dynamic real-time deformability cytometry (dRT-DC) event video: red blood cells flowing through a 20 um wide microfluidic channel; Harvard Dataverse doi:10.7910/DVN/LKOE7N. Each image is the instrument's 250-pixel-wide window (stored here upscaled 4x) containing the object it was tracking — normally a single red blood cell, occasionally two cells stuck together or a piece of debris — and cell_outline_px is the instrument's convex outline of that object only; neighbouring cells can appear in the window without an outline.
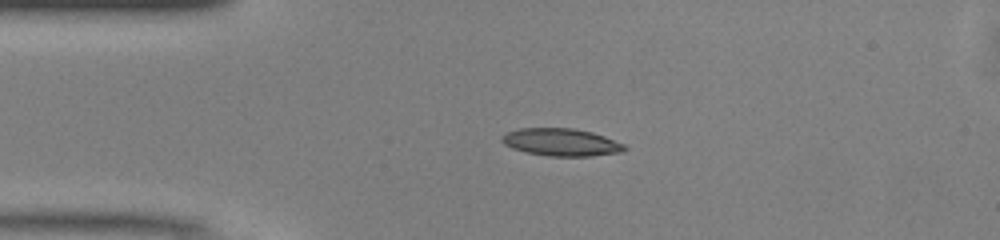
{"species": "common noctule bat (a hibernating species)", "species_latin": "Nyctalus noctula", "temperature_condition": "warm", "stored_images_in_passage": 39, "camera_frame_rate_fps": 3000, "um_per_image_px": 0.085, "animal": {"sex": "male", "body_mass_g": 13.0, "forearm_length_mm": 53.1}, "frame": {"image": 1, "passage_image": 1, "time_ms": 0.0, "image_size_px": [1000, 240], "cell_outline_px": [[628, 148], [620, 152], [592, 156], [548, 156], [528, 152], [512, 148], [504, 144], [500, 140], [500, 136], [508, 132], [520, 128], [572, 128], [592, 132], [604, 136], [624, 144]], "centroid_in_image_um": [47.69, 12.08], "position_along_channel_um": 37.3, "area_um2": 19.59}}
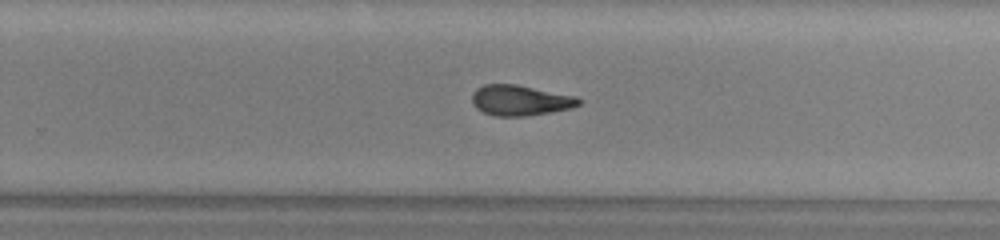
{"frame": {"image": 2, "passage_image": 21, "time_ms": 6.667, "image_size_px": [1000, 240], "cell_outline_px": [[584, 100], [580, 104], [572, 108], [552, 112], [524, 116], [496, 116], [484, 112], [476, 108], [472, 104], [472, 92], [476, 88], [484, 84], [516, 84], [576, 96]], "centroid_in_image_um": [44.23, 8.52], "position_along_channel_um": 285.6, "area_um2": 19.13}}
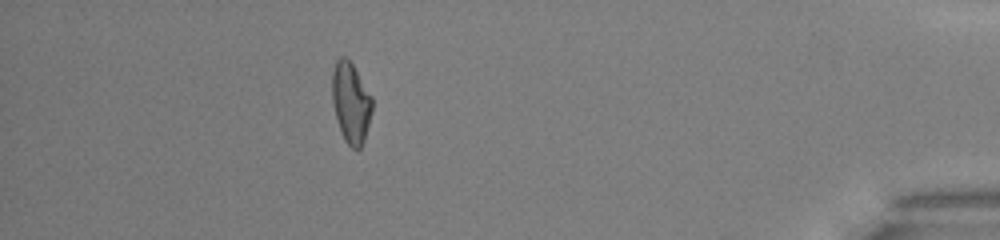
{"frame": {"image": 3, "passage_image": 34, "time_ms": 11.0, "image_size_px": [1000, 240], "cell_outline_px": [[372, 112], [364, 140], [360, 148], [356, 152], [344, 140], [340, 132], [332, 104], [332, 72], [336, 60], [340, 56], [344, 56], [352, 64], [372, 96]], "centroid_in_image_um": [29.81, 8.75], "position_along_channel_um": 405.4, "area_um2": 18.96}, "authors_computed_cell_mechanics": {"area_um2": 19.363, "velocity_mm_per_s": 4.1193, "shape_relaxation_time_tau1_ms": null, "shape_relaxation_time_tau2_ms": 2.8466, "deformation_change_tau1": null, "deformation_change_tau2": 0.1159}}